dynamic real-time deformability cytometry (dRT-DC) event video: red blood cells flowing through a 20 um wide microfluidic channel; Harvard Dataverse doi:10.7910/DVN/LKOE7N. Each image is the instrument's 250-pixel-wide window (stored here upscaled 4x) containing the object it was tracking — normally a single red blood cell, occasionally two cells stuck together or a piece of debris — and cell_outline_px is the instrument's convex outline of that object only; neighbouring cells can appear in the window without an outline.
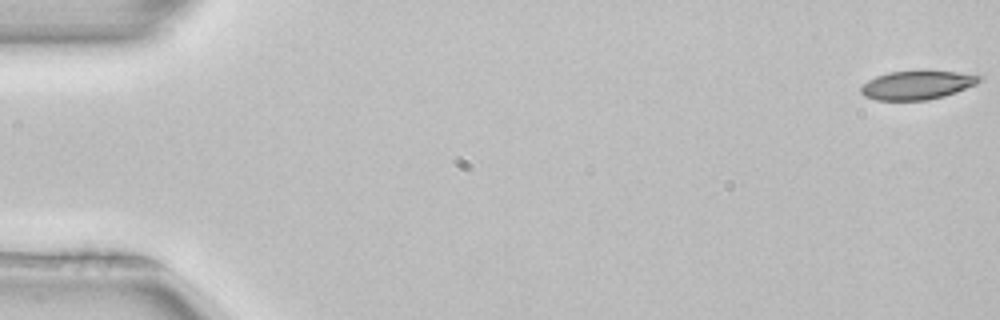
{"species": "common noctule bat (a hibernating species)", "species_latin": "Nyctalus noctula", "temperature_condition": "room temperature", "stored_images_in_passage": 1, "camera_frame_rate_fps": 3000, "um_per_image_px": 0.085, "animal": {"sex": "female", "body_mass_g": 22.7, "forearm_length_mm": 54.2}, "frame": {"image": 1, "passage_image": 1, "time_ms": 0.0, "image_size_px": [1000, 320], "cell_outline_px": [[984, 76], [976, 84], [956, 92], [944, 96], [928, 100], [876, 100], [864, 96], [860, 92], [860, 88], [868, 80], [876, 76], [888, 72], [956, 72]], "centroid_in_image_um": [77.93, 7.25], "position_along_channel_um": 7.1, "area_um2": 19.48}}